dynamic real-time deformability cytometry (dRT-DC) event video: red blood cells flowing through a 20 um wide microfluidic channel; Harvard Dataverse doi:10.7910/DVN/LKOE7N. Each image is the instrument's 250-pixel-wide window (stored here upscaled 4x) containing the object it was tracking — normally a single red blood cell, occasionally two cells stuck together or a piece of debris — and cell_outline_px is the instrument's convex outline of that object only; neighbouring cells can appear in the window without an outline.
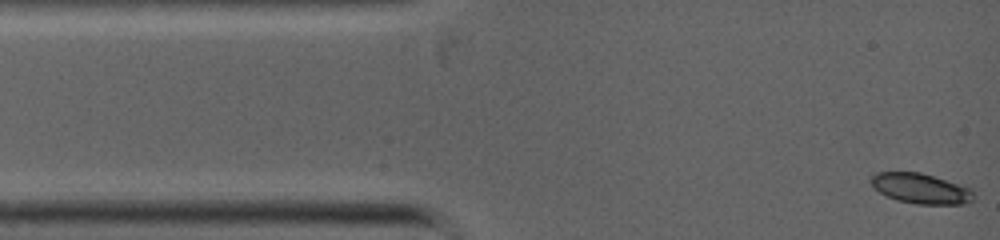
{"species": "common noctule bat (a hibernating species)", "species_latin": "Nyctalus noctula", "temperature_condition": "warm", "stored_images_in_passage": 6, "camera_frame_rate_fps": 5000, "um_per_image_px": 0.085, "animal": {"sex": "female", "body_mass_g": 19.0, "forearm_length_mm": 53.3}, "frame": {"image": 1, "passage_image": 1, "time_ms": 0.0, "image_size_px": [1000, 240], "cell_outline_px": [[972, 200], [964, 204], [916, 204], [896, 200], [880, 192], [868, 180], [876, 172], [920, 172], [972, 188]], "centroid_in_image_um": [78.25, 16.02], "position_along_channel_um": 6.8, "area_um2": 17.92}}